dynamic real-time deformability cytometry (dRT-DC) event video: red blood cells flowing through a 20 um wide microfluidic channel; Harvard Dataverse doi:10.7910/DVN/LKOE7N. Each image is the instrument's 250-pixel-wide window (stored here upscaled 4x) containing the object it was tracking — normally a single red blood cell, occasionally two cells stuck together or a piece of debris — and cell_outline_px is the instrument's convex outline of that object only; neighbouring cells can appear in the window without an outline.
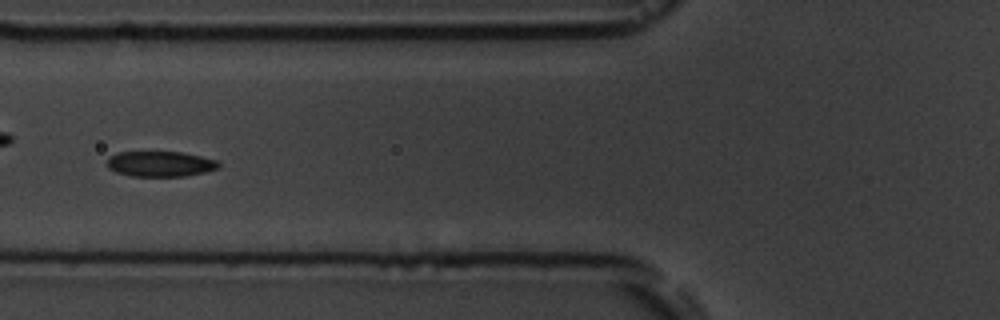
{"species": "common noctule bat (a hibernating species)", "species_latin": "Nyctalus noctula", "temperature_condition": "room temperature", "stored_images_in_passage": 14, "camera_frame_rate_fps": 3000, "um_per_image_px": 0.085, "animal": {"sex": "male", "body_mass_g": 19.5, "forearm_length_mm": 54.6}, "frame": {"image": 1, "passage_image": 5, "time_ms": 5.333, "image_size_px": [1000, 320], "cell_outline_px": [[220, 164], [216, 168], [204, 172], [184, 176], [132, 176], [116, 172], [108, 168], [108, 156], [116, 152], [184, 152], [216, 160]], "centroid_in_image_um": [13.58, 13.92], "position_along_channel_um": 112.2, "area_um2": 16.42}}
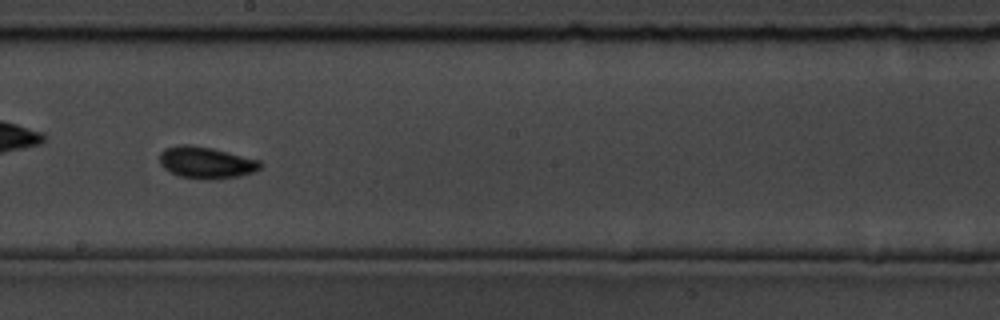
{"frame": {"image": 2, "passage_image": 8, "time_ms": 8.667, "image_size_px": [1000, 320], "cell_outline_px": [[264, 164], [256, 172], [240, 176], [216, 180], [204, 180], [180, 176], [164, 168], [160, 164], [160, 152], [164, 148], [180, 144], [188, 144], [212, 148], [260, 160]], "centroid_in_image_um": [17.55, 13.83], "position_along_channel_um": 230.6, "area_um2": 18.9}}
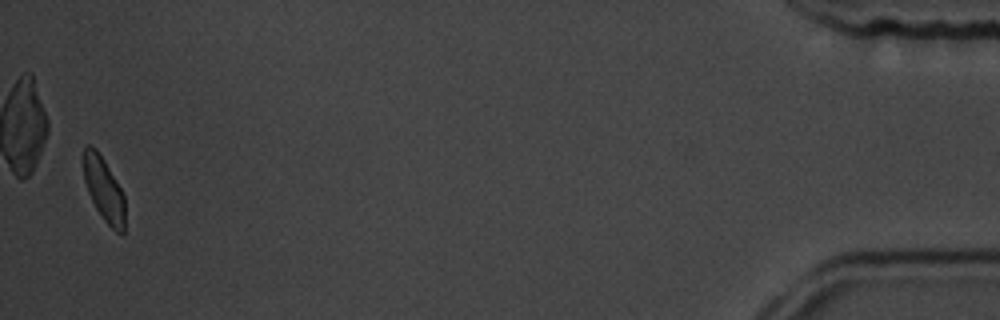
{"frame": {"image": 3, "passage_image": 14, "time_ms": 16.667, "image_size_px": [1000, 320], "cell_outline_px": [[124, 236], [120, 236], [104, 220], [96, 208], [88, 192], [84, 180], [80, 156], [84, 144], [92, 144], [96, 148], [104, 160], [120, 188], [124, 196]], "centroid_in_image_um": [8.77, 16.02], "position_along_channel_um": 426.4, "area_um2": 15.9}, "authors_computed_cell_mechanics": {"area_um2": 16.8198, "velocity_mm_per_s": 3.5584, "shape_relaxation_time_tau1_ms": 1.9548, "shape_relaxation_time_tau2_ms": 0.7679, "deformation_change_tau1": 0.0817, "deformation_change_tau2": 0.0432}}